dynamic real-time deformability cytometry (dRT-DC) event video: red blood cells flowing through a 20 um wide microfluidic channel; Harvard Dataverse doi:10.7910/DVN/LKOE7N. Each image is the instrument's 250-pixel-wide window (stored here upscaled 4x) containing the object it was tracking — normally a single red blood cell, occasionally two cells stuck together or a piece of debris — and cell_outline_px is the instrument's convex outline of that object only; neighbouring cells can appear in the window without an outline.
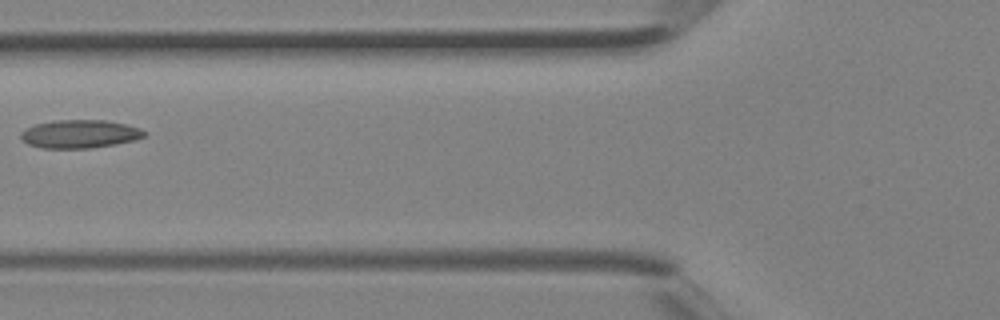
{"species": "Egyptian fruit bat (a non-hibernating species)", "species_latin": "Rousettus aegyptiacus", "temperature_condition": "room temperature", "stored_images_in_passage": 5, "camera_frame_rate_fps": 3000, "um_per_image_px": 0.085, "animal": {"sex": "female"}, "frame": {"image": 1, "passage_image": 5, "time_ms": 1.333, "image_size_px": [1000, 320], "cell_outline_px": [[148, 132], [144, 136], [132, 140], [116, 144], [92, 148], [44, 148], [28, 144], [20, 136], [20, 132], [24, 128], [36, 124], [52, 120], [104, 120], [124, 124], [140, 128]], "centroid_in_image_um": [6.76, 11.38], "position_along_channel_um": 119.0, "area_um2": 20.29}}